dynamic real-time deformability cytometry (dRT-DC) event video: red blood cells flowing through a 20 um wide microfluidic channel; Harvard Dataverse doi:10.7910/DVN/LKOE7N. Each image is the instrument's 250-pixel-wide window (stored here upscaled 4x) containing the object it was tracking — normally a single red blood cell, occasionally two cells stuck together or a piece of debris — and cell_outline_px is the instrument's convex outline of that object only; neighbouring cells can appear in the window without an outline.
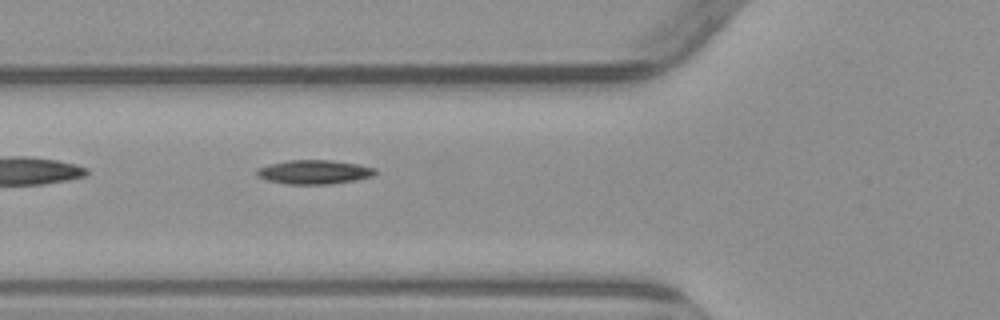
{"species": "common noctule bat (a hibernating species)", "species_latin": "Nyctalus noctula", "temperature_condition": "warm", "stored_images_in_passage": 3, "camera_frame_rate_fps": 3000, "um_per_image_px": 0.085, "animal": {"sex": "male", "body_mass_g": 23.1, "forearm_length_mm": 52.7}, "frame": {"image": 1, "passage_image": 3, "time_ms": 2.333, "image_size_px": [1000, 320], "cell_outline_px": [[376, 172], [372, 176], [356, 180], [332, 184], [284, 184], [268, 180], [260, 176], [256, 172], [256, 168], [268, 164], [288, 160], [332, 160], [360, 164], [376, 168]], "centroid_in_image_um": [26.72, 14.61], "position_along_channel_um": 99.1, "area_um2": 16.7}}